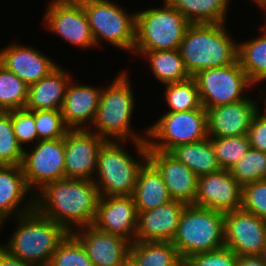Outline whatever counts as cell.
<instances>
[{
  "instance_id": "28",
  "label": "cell",
  "mask_w": 266,
  "mask_h": 266,
  "mask_svg": "<svg viewBox=\"0 0 266 266\" xmlns=\"http://www.w3.org/2000/svg\"><path fill=\"white\" fill-rule=\"evenodd\" d=\"M260 30L262 36L238 43L237 60L254 85L266 81V26Z\"/></svg>"
},
{
  "instance_id": "18",
  "label": "cell",
  "mask_w": 266,
  "mask_h": 266,
  "mask_svg": "<svg viewBox=\"0 0 266 266\" xmlns=\"http://www.w3.org/2000/svg\"><path fill=\"white\" fill-rule=\"evenodd\" d=\"M249 97L227 105L206 110L209 138L247 135L254 115L260 111Z\"/></svg>"
},
{
  "instance_id": "1",
  "label": "cell",
  "mask_w": 266,
  "mask_h": 266,
  "mask_svg": "<svg viewBox=\"0 0 266 266\" xmlns=\"http://www.w3.org/2000/svg\"><path fill=\"white\" fill-rule=\"evenodd\" d=\"M39 193L31 192L35 209L68 232L93 225L101 197L93 181L63 178L48 183Z\"/></svg>"
},
{
  "instance_id": "14",
  "label": "cell",
  "mask_w": 266,
  "mask_h": 266,
  "mask_svg": "<svg viewBox=\"0 0 266 266\" xmlns=\"http://www.w3.org/2000/svg\"><path fill=\"white\" fill-rule=\"evenodd\" d=\"M92 129H69L65 134V178L93 181L100 148L106 142Z\"/></svg>"
},
{
  "instance_id": "24",
  "label": "cell",
  "mask_w": 266,
  "mask_h": 266,
  "mask_svg": "<svg viewBox=\"0 0 266 266\" xmlns=\"http://www.w3.org/2000/svg\"><path fill=\"white\" fill-rule=\"evenodd\" d=\"M58 66L48 76L28 86L27 110H61L65 91L72 79Z\"/></svg>"
},
{
  "instance_id": "34",
  "label": "cell",
  "mask_w": 266,
  "mask_h": 266,
  "mask_svg": "<svg viewBox=\"0 0 266 266\" xmlns=\"http://www.w3.org/2000/svg\"><path fill=\"white\" fill-rule=\"evenodd\" d=\"M242 186L266 179V153L250 148L243 158L229 169Z\"/></svg>"
},
{
  "instance_id": "41",
  "label": "cell",
  "mask_w": 266,
  "mask_h": 266,
  "mask_svg": "<svg viewBox=\"0 0 266 266\" xmlns=\"http://www.w3.org/2000/svg\"><path fill=\"white\" fill-rule=\"evenodd\" d=\"M250 146L266 153V115L259 111L254 115L248 130Z\"/></svg>"
},
{
  "instance_id": "35",
  "label": "cell",
  "mask_w": 266,
  "mask_h": 266,
  "mask_svg": "<svg viewBox=\"0 0 266 266\" xmlns=\"http://www.w3.org/2000/svg\"><path fill=\"white\" fill-rule=\"evenodd\" d=\"M23 154L13 131L12 110L0 111V165H21Z\"/></svg>"
},
{
  "instance_id": "19",
  "label": "cell",
  "mask_w": 266,
  "mask_h": 266,
  "mask_svg": "<svg viewBox=\"0 0 266 266\" xmlns=\"http://www.w3.org/2000/svg\"><path fill=\"white\" fill-rule=\"evenodd\" d=\"M77 230L71 233L80 241L94 266H118L130 252L131 243L121 236L101 231L94 225Z\"/></svg>"
},
{
  "instance_id": "36",
  "label": "cell",
  "mask_w": 266,
  "mask_h": 266,
  "mask_svg": "<svg viewBox=\"0 0 266 266\" xmlns=\"http://www.w3.org/2000/svg\"><path fill=\"white\" fill-rule=\"evenodd\" d=\"M48 266H94L80 241L69 232L59 243Z\"/></svg>"
},
{
  "instance_id": "17",
  "label": "cell",
  "mask_w": 266,
  "mask_h": 266,
  "mask_svg": "<svg viewBox=\"0 0 266 266\" xmlns=\"http://www.w3.org/2000/svg\"><path fill=\"white\" fill-rule=\"evenodd\" d=\"M147 160L157 169L172 200L193 205L197 194V175L168 152L148 149Z\"/></svg>"
},
{
  "instance_id": "11",
  "label": "cell",
  "mask_w": 266,
  "mask_h": 266,
  "mask_svg": "<svg viewBox=\"0 0 266 266\" xmlns=\"http://www.w3.org/2000/svg\"><path fill=\"white\" fill-rule=\"evenodd\" d=\"M65 137L40 140L31 152L24 150L21 168L30 190L65 178Z\"/></svg>"
},
{
  "instance_id": "20",
  "label": "cell",
  "mask_w": 266,
  "mask_h": 266,
  "mask_svg": "<svg viewBox=\"0 0 266 266\" xmlns=\"http://www.w3.org/2000/svg\"><path fill=\"white\" fill-rule=\"evenodd\" d=\"M0 64L28 86L37 83L58 67L35 48L11 44L0 50Z\"/></svg>"
},
{
  "instance_id": "26",
  "label": "cell",
  "mask_w": 266,
  "mask_h": 266,
  "mask_svg": "<svg viewBox=\"0 0 266 266\" xmlns=\"http://www.w3.org/2000/svg\"><path fill=\"white\" fill-rule=\"evenodd\" d=\"M168 153L185 164L197 177L209 175L221 169L209 137L198 142L175 146Z\"/></svg>"
},
{
  "instance_id": "23",
  "label": "cell",
  "mask_w": 266,
  "mask_h": 266,
  "mask_svg": "<svg viewBox=\"0 0 266 266\" xmlns=\"http://www.w3.org/2000/svg\"><path fill=\"white\" fill-rule=\"evenodd\" d=\"M29 189L21 165H0V212L8 219L18 217L35 209V195H31L30 203L19 207Z\"/></svg>"
},
{
  "instance_id": "8",
  "label": "cell",
  "mask_w": 266,
  "mask_h": 266,
  "mask_svg": "<svg viewBox=\"0 0 266 266\" xmlns=\"http://www.w3.org/2000/svg\"><path fill=\"white\" fill-rule=\"evenodd\" d=\"M146 130L148 149L162 152H169L181 144L204 140L208 137L206 109L202 106L185 112H166Z\"/></svg>"
},
{
  "instance_id": "33",
  "label": "cell",
  "mask_w": 266,
  "mask_h": 266,
  "mask_svg": "<svg viewBox=\"0 0 266 266\" xmlns=\"http://www.w3.org/2000/svg\"><path fill=\"white\" fill-rule=\"evenodd\" d=\"M216 160L221 169L229 170L250 150L248 135L225 138H210Z\"/></svg>"
},
{
  "instance_id": "47",
  "label": "cell",
  "mask_w": 266,
  "mask_h": 266,
  "mask_svg": "<svg viewBox=\"0 0 266 266\" xmlns=\"http://www.w3.org/2000/svg\"><path fill=\"white\" fill-rule=\"evenodd\" d=\"M5 219L7 220V217L0 212V229L3 225V222H5Z\"/></svg>"
},
{
  "instance_id": "30",
  "label": "cell",
  "mask_w": 266,
  "mask_h": 266,
  "mask_svg": "<svg viewBox=\"0 0 266 266\" xmlns=\"http://www.w3.org/2000/svg\"><path fill=\"white\" fill-rule=\"evenodd\" d=\"M130 253L140 266H178L183 262L171 242L134 241L131 243Z\"/></svg>"
},
{
  "instance_id": "46",
  "label": "cell",
  "mask_w": 266,
  "mask_h": 266,
  "mask_svg": "<svg viewBox=\"0 0 266 266\" xmlns=\"http://www.w3.org/2000/svg\"><path fill=\"white\" fill-rule=\"evenodd\" d=\"M261 258H262V260H263V263L266 265V245H265V247L263 248V250H262V253H261Z\"/></svg>"
},
{
  "instance_id": "37",
  "label": "cell",
  "mask_w": 266,
  "mask_h": 266,
  "mask_svg": "<svg viewBox=\"0 0 266 266\" xmlns=\"http://www.w3.org/2000/svg\"><path fill=\"white\" fill-rule=\"evenodd\" d=\"M34 114L38 141L64 138L69 128L61 110H29Z\"/></svg>"
},
{
  "instance_id": "2",
  "label": "cell",
  "mask_w": 266,
  "mask_h": 266,
  "mask_svg": "<svg viewBox=\"0 0 266 266\" xmlns=\"http://www.w3.org/2000/svg\"><path fill=\"white\" fill-rule=\"evenodd\" d=\"M225 27L224 23L187 27L178 50L191 77L201 70L237 61L238 44L231 40Z\"/></svg>"
},
{
  "instance_id": "29",
  "label": "cell",
  "mask_w": 266,
  "mask_h": 266,
  "mask_svg": "<svg viewBox=\"0 0 266 266\" xmlns=\"http://www.w3.org/2000/svg\"><path fill=\"white\" fill-rule=\"evenodd\" d=\"M152 73L161 83L169 84L185 81L191 76L187 72L180 52L176 50L145 51Z\"/></svg>"
},
{
  "instance_id": "25",
  "label": "cell",
  "mask_w": 266,
  "mask_h": 266,
  "mask_svg": "<svg viewBox=\"0 0 266 266\" xmlns=\"http://www.w3.org/2000/svg\"><path fill=\"white\" fill-rule=\"evenodd\" d=\"M132 197L138 212L155 209L172 200L163 178L148 160L139 170Z\"/></svg>"
},
{
  "instance_id": "10",
  "label": "cell",
  "mask_w": 266,
  "mask_h": 266,
  "mask_svg": "<svg viewBox=\"0 0 266 266\" xmlns=\"http://www.w3.org/2000/svg\"><path fill=\"white\" fill-rule=\"evenodd\" d=\"M193 78L198 87L201 104L206 110L245 99L242 94L247 87L254 85L238 60L223 67L201 70Z\"/></svg>"
},
{
  "instance_id": "31",
  "label": "cell",
  "mask_w": 266,
  "mask_h": 266,
  "mask_svg": "<svg viewBox=\"0 0 266 266\" xmlns=\"http://www.w3.org/2000/svg\"><path fill=\"white\" fill-rule=\"evenodd\" d=\"M168 112H185L202 107L198 87L193 77L185 81L165 84Z\"/></svg>"
},
{
  "instance_id": "48",
  "label": "cell",
  "mask_w": 266,
  "mask_h": 266,
  "mask_svg": "<svg viewBox=\"0 0 266 266\" xmlns=\"http://www.w3.org/2000/svg\"><path fill=\"white\" fill-rule=\"evenodd\" d=\"M178 266H188L185 261L181 262Z\"/></svg>"
},
{
  "instance_id": "16",
  "label": "cell",
  "mask_w": 266,
  "mask_h": 266,
  "mask_svg": "<svg viewBox=\"0 0 266 266\" xmlns=\"http://www.w3.org/2000/svg\"><path fill=\"white\" fill-rule=\"evenodd\" d=\"M138 211L132 195L100 197L93 225L104 232L135 241Z\"/></svg>"
},
{
  "instance_id": "12",
  "label": "cell",
  "mask_w": 266,
  "mask_h": 266,
  "mask_svg": "<svg viewBox=\"0 0 266 266\" xmlns=\"http://www.w3.org/2000/svg\"><path fill=\"white\" fill-rule=\"evenodd\" d=\"M44 22L46 28L79 48L95 46L86 13L79 0H53L49 4Z\"/></svg>"
},
{
  "instance_id": "6",
  "label": "cell",
  "mask_w": 266,
  "mask_h": 266,
  "mask_svg": "<svg viewBox=\"0 0 266 266\" xmlns=\"http://www.w3.org/2000/svg\"><path fill=\"white\" fill-rule=\"evenodd\" d=\"M171 243L183 261L198 253L224 248V213L186 205Z\"/></svg>"
},
{
  "instance_id": "40",
  "label": "cell",
  "mask_w": 266,
  "mask_h": 266,
  "mask_svg": "<svg viewBox=\"0 0 266 266\" xmlns=\"http://www.w3.org/2000/svg\"><path fill=\"white\" fill-rule=\"evenodd\" d=\"M238 256L229 248L198 253L189 256L184 261L188 266H236Z\"/></svg>"
},
{
  "instance_id": "9",
  "label": "cell",
  "mask_w": 266,
  "mask_h": 266,
  "mask_svg": "<svg viewBox=\"0 0 266 266\" xmlns=\"http://www.w3.org/2000/svg\"><path fill=\"white\" fill-rule=\"evenodd\" d=\"M90 25L95 45L100 39L123 50H134L136 15H128L110 0H79Z\"/></svg>"
},
{
  "instance_id": "49",
  "label": "cell",
  "mask_w": 266,
  "mask_h": 266,
  "mask_svg": "<svg viewBox=\"0 0 266 266\" xmlns=\"http://www.w3.org/2000/svg\"><path fill=\"white\" fill-rule=\"evenodd\" d=\"M264 100H265V106H266V97L264 98ZM265 109H264V111L262 112L263 114H265L266 115V107H264Z\"/></svg>"
},
{
  "instance_id": "39",
  "label": "cell",
  "mask_w": 266,
  "mask_h": 266,
  "mask_svg": "<svg viewBox=\"0 0 266 266\" xmlns=\"http://www.w3.org/2000/svg\"><path fill=\"white\" fill-rule=\"evenodd\" d=\"M12 125L18 143L23 147L29 142H38L34 114L27 109L12 110Z\"/></svg>"
},
{
  "instance_id": "45",
  "label": "cell",
  "mask_w": 266,
  "mask_h": 266,
  "mask_svg": "<svg viewBox=\"0 0 266 266\" xmlns=\"http://www.w3.org/2000/svg\"><path fill=\"white\" fill-rule=\"evenodd\" d=\"M262 10L266 9V0H253Z\"/></svg>"
},
{
  "instance_id": "5",
  "label": "cell",
  "mask_w": 266,
  "mask_h": 266,
  "mask_svg": "<svg viewBox=\"0 0 266 266\" xmlns=\"http://www.w3.org/2000/svg\"><path fill=\"white\" fill-rule=\"evenodd\" d=\"M126 71L121 72L107 88L102 89L96 117L91 126L95 133L106 141H146V137L131 130L134 109L133 91ZM106 136V137H105ZM111 137V139H110ZM126 140V141H125Z\"/></svg>"
},
{
  "instance_id": "3",
  "label": "cell",
  "mask_w": 266,
  "mask_h": 266,
  "mask_svg": "<svg viewBox=\"0 0 266 266\" xmlns=\"http://www.w3.org/2000/svg\"><path fill=\"white\" fill-rule=\"evenodd\" d=\"M18 228L2 246L10 254L35 266H48L59 243L69 233L36 209L17 217Z\"/></svg>"
},
{
  "instance_id": "43",
  "label": "cell",
  "mask_w": 266,
  "mask_h": 266,
  "mask_svg": "<svg viewBox=\"0 0 266 266\" xmlns=\"http://www.w3.org/2000/svg\"><path fill=\"white\" fill-rule=\"evenodd\" d=\"M236 266H266L260 255L238 256Z\"/></svg>"
},
{
  "instance_id": "27",
  "label": "cell",
  "mask_w": 266,
  "mask_h": 266,
  "mask_svg": "<svg viewBox=\"0 0 266 266\" xmlns=\"http://www.w3.org/2000/svg\"><path fill=\"white\" fill-rule=\"evenodd\" d=\"M190 24L225 23L229 0H166Z\"/></svg>"
},
{
  "instance_id": "21",
  "label": "cell",
  "mask_w": 266,
  "mask_h": 266,
  "mask_svg": "<svg viewBox=\"0 0 266 266\" xmlns=\"http://www.w3.org/2000/svg\"><path fill=\"white\" fill-rule=\"evenodd\" d=\"M185 206L183 202L171 200L155 209L138 212L135 241L172 242Z\"/></svg>"
},
{
  "instance_id": "38",
  "label": "cell",
  "mask_w": 266,
  "mask_h": 266,
  "mask_svg": "<svg viewBox=\"0 0 266 266\" xmlns=\"http://www.w3.org/2000/svg\"><path fill=\"white\" fill-rule=\"evenodd\" d=\"M241 209L266 220V179L243 186Z\"/></svg>"
},
{
  "instance_id": "32",
  "label": "cell",
  "mask_w": 266,
  "mask_h": 266,
  "mask_svg": "<svg viewBox=\"0 0 266 266\" xmlns=\"http://www.w3.org/2000/svg\"><path fill=\"white\" fill-rule=\"evenodd\" d=\"M28 85L0 64V111L24 109Z\"/></svg>"
},
{
  "instance_id": "44",
  "label": "cell",
  "mask_w": 266,
  "mask_h": 266,
  "mask_svg": "<svg viewBox=\"0 0 266 266\" xmlns=\"http://www.w3.org/2000/svg\"><path fill=\"white\" fill-rule=\"evenodd\" d=\"M118 266H140L136 258L129 252Z\"/></svg>"
},
{
  "instance_id": "13",
  "label": "cell",
  "mask_w": 266,
  "mask_h": 266,
  "mask_svg": "<svg viewBox=\"0 0 266 266\" xmlns=\"http://www.w3.org/2000/svg\"><path fill=\"white\" fill-rule=\"evenodd\" d=\"M224 242L237 256L261 255L266 245V220L242 209L224 213Z\"/></svg>"
},
{
  "instance_id": "22",
  "label": "cell",
  "mask_w": 266,
  "mask_h": 266,
  "mask_svg": "<svg viewBox=\"0 0 266 266\" xmlns=\"http://www.w3.org/2000/svg\"><path fill=\"white\" fill-rule=\"evenodd\" d=\"M101 91V88L89 85H75L72 79L70 80L61 108L64 123L69 129L91 127L96 117Z\"/></svg>"
},
{
  "instance_id": "15",
  "label": "cell",
  "mask_w": 266,
  "mask_h": 266,
  "mask_svg": "<svg viewBox=\"0 0 266 266\" xmlns=\"http://www.w3.org/2000/svg\"><path fill=\"white\" fill-rule=\"evenodd\" d=\"M242 193L243 186L233 178L230 171L220 169L198 177L193 205L222 213L239 210L242 207Z\"/></svg>"
},
{
  "instance_id": "42",
  "label": "cell",
  "mask_w": 266,
  "mask_h": 266,
  "mask_svg": "<svg viewBox=\"0 0 266 266\" xmlns=\"http://www.w3.org/2000/svg\"><path fill=\"white\" fill-rule=\"evenodd\" d=\"M0 266H35L33 264L24 262L10 254L6 249L0 246Z\"/></svg>"
},
{
  "instance_id": "4",
  "label": "cell",
  "mask_w": 266,
  "mask_h": 266,
  "mask_svg": "<svg viewBox=\"0 0 266 266\" xmlns=\"http://www.w3.org/2000/svg\"><path fill=\"white\" fill-rule=\"evenodd\" d=\"M140 159L136 161L125 151L118 141H106L100 148L96 174L99 179H93L100 196H128L132 195L139 170L147 161L148 147L146 141H133Z\"/></svg>"
},
{
  "instance_id": "7",
  "label": "cell",
  "mask_w": 266,
  "mask_h": 266,
  "mask_svg": "<svg viewBox=\"0 0 266 266\" xmlns=\"http://www.w3.org/2000/svg\"><path fill=\"white\" fill-rule=\"evenodd\" d=\"M135 45L133 52L142 56L145 51L176 50L190 23L166 0L162 8L135 13Z\"/></svg>"
}]
</instances>
